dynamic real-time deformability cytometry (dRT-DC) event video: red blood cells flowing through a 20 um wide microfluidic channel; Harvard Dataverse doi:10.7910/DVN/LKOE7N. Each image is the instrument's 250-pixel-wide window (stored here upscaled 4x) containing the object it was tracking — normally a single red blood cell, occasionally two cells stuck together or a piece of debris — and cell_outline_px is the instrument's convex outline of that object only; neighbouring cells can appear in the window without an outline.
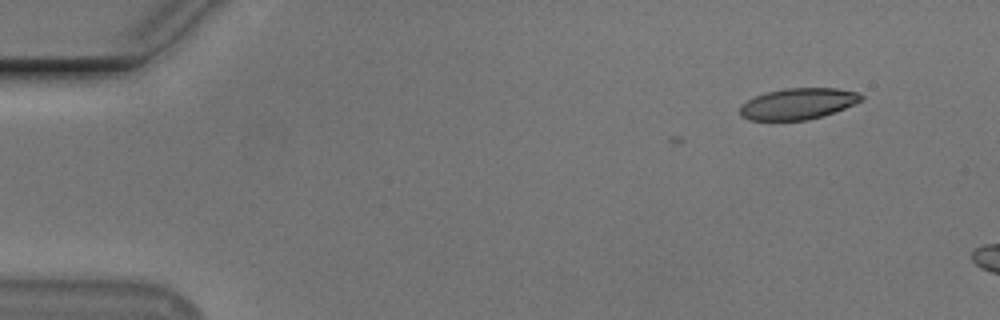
{"species": "Egyptian fruit bat (a non-hibernating species)", "species_latin": "Rousettus aegyptiacus", "temperature_condition": "cold", "stored_images_in_passage": 4, "camera_frame_rate_fps": 3000, "um_per_image_px": 0.085, "animal": {"sex": "male"}, "frame": {"image": 1, "passage_image": 1, "time_ms": 0.0, "image_size_px": [1000, 320], "cell_outline_px": [[864, 100], [844, 108], [808, 120], [748, 120], [740, 116], [740, 104], [756, 96], [768, 92], [784, 88], [836, 88], [856, 92], [864, 96]], "centroid_in_image_um": [67.81, 8.82], "position_along_channel_um": 17.2, "area_um2": 21.91}}